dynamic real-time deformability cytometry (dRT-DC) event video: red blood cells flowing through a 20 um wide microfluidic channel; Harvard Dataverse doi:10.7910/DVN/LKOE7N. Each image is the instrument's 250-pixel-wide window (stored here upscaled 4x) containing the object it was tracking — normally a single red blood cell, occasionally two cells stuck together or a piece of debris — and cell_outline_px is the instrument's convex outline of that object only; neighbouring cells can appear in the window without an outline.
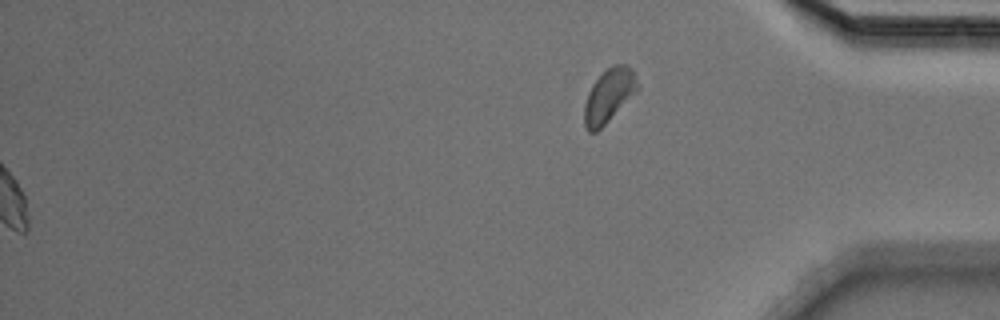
{"species": "Egyptian fruit bat (a non-hibernating species)", "species_latin": "Rousettus aegyptiacus", "temperature_condition": "cold", "stored_images_in_passage": 41, "segment_of_instrument_passage": [2, 2], "camera_frame_rate_fps": 3000, "um_per_image_px": 0.085, "animal": {"sex": "male"}, "frame": {"image": 1, "passage_image": 41, "time_ms": 13.333, "image_size_px": [1000, 320], "cell_outline_px": [[640, 88], [596, 132], [588, 132], [584, 124], [584, 104], [588, 92], [592, 84], [612, 64], [628, 64], [632, 68], [640, 84]], "centroid_in_image_um": [51.77, 8.09], "position_along_channel_um": 383.4, "area_um2": 16.53}}